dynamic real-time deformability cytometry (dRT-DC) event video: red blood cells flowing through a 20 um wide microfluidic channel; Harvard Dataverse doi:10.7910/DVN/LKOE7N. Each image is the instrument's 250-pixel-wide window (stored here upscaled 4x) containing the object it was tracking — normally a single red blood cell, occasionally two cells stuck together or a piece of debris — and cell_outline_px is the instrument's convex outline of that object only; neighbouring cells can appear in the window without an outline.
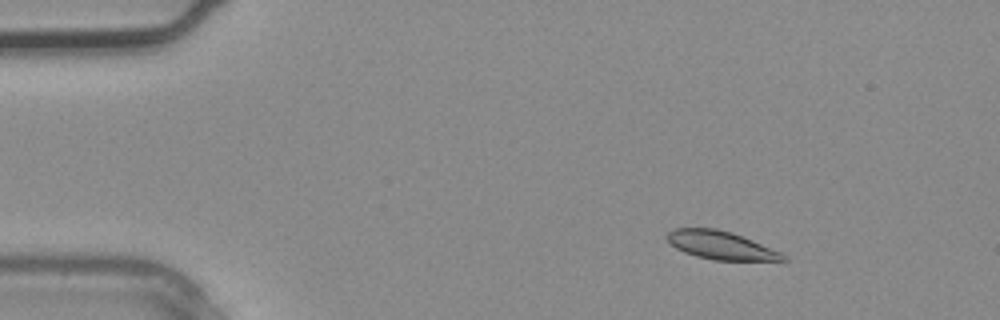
{"species": "common noctule bat (a hibernating species)", "species_latin": "Nyctalus noctula", "temperature_condition": "warm", "stored_images_in_passage": 3, "camera_frame_rate_fps": 3000, "um_per_image_px": 0.085, "animal": {"sex": "male", "body_mass_g": 20.4}, "frame": {"image": 1, "passage_image": 2, "time_ms": 0.333, "image_size_px": [1000, 320], "cell_outline_px": [[788, 260], [712, 260], [696, 256], [684, 252], [668, 244], [668, 232], [672, 228], [716, 228], [732, 232], [752, 240], [780, 252], [788, 256]], "centroid_in_image_um": [61.24, 20.84], "position_along_channel_um": 23.8, "area_um2": 19.02}}